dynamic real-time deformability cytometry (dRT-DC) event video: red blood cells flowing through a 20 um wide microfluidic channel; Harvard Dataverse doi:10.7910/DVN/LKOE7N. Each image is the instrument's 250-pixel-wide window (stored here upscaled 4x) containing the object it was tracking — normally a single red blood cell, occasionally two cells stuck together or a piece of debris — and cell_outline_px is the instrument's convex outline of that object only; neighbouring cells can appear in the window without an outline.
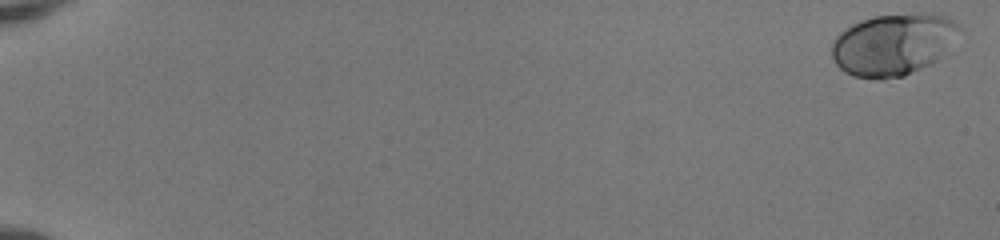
{"species": "human", "species_latin": "Homo sapiens", "temperature_condition": "room temperature", "stored_images_in_passage": 53, "camera_frame_rate_fps": 3000, "um_per_image_px": 0.085, "donor": {"sex": "female"}, "frame": {"image": 1, "passage_image": 1, "time_ms": 0.0, "image_size_px": [1000, 240], "cell_outline_px": [[964, 32], [952, 52], [948, 56], [904, 76], [884, 80], [852, 76], [844, 72], [836, 64], [832, 56], [832, 40], [844, 28], [860, 20], [872, 16], [916, 12], [932, 12], [944, 16], [960, 24], [964, 28]], "centroid_in_image_um": [76.06, 3.76], "position_along_channel_um": 8.9, "area_um2": 48.03}}
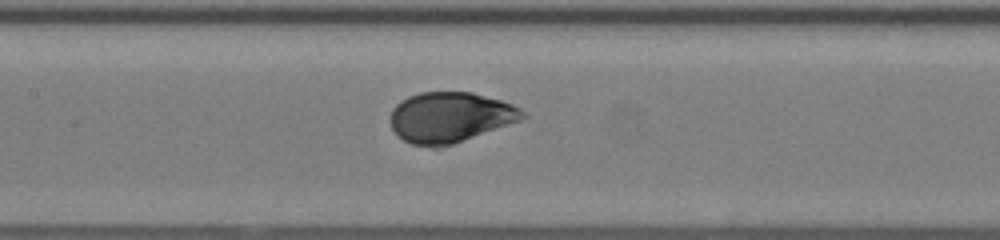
{"frame": {"image": 2, "passage_image": 28, "time_ms": 9.0, "image_size_px": [1000, 240], "cell_outline_px": [[528, 116], [520, 120], [452, 144], [436, 148], [432, 148], [412, 144], [396, 136], [392, 128], [392, 108], [400, 100], [408, 96], [420, 92], [472, 92], [500, 100], [512, 104], [520, 108]], "centroid_in_image_um": [38.23, 9.97], "position_along_channel_um": 169.2, "area_um2": 38.67}}
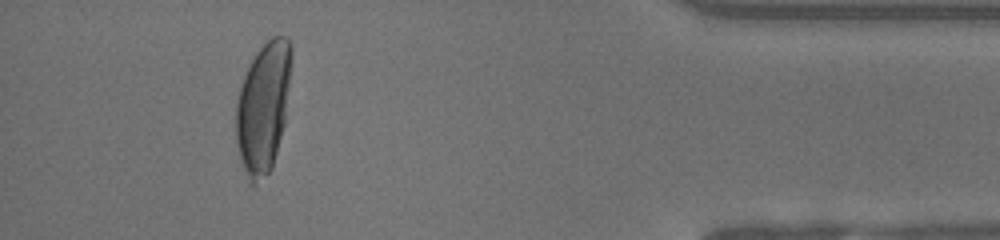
{"frame": {"image": 3, "passage_image": 49, "time_ms": 16.0, "image_size_px": [1000, 240], "cell_outline_px": [[292, 56], [284, 124], [272, 168], [256, 188], [252, 188], [244, 168], [236, 144], [236, 104], [240, 88], [244, 76], [256, 52], [272, 36], [284, 36], [292, 44]], "centroid_in_image_um": [22.37, 9.15], "position_along_channel_um": 412.8, "area_um2": 41.96}, "authors_computed_cell_mechanics": {"area_um2": 41.2114, "velocity_mm_per_s": 4.0571, "shape_relaxation_time_tau1_ms": 3.5986, "shape_relaxation_time_tau2_ms": null, "deformation_change_tau1": 0.1851, "deformation_change_tau2": null}}